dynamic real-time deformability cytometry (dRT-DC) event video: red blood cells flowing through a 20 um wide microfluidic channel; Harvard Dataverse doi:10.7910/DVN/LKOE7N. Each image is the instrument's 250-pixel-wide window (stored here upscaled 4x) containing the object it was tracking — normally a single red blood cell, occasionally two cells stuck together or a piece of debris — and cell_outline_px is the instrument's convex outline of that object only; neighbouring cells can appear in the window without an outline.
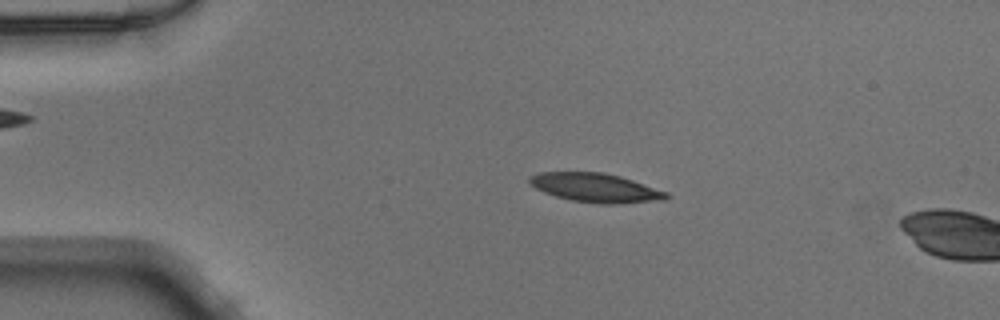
{"species": "Egyptian fruit bat (a non-hibernating species)", "species_latin": "Rousettus aegyptiacus", "temperature_condition": "warm", "stored_images_in_passage": 49, "camera_frame_rate_fps": 3000, "um_per_image_px": 0.085, "animal": {"sex": "male"}, "frame": {"image": 1, "passage_image": 10, "time_ms": 3.0, "image_size_px": [1000, 320], "cell_outline_px": [[672, 196], [668, 200], [620, 204], [600, 204], [572, 200], [556, 196], [544, 192], [528, 184], [528, 176], [540, 172], [604, 172], [620, 176], [668, 192]], "centroid_in_image_um": [50.66, 15.96], "position_along_channel_um": 34.3, "area_um2": 23.41}}
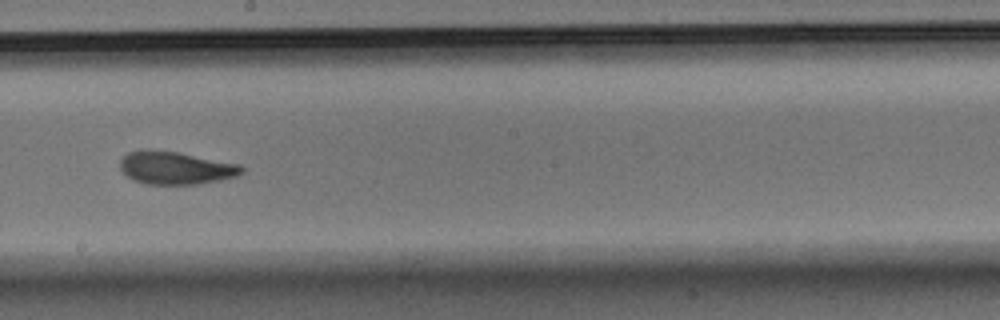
{"frame": {"image": 2, "passage_image": 28, "time_ms": 9.0, "image_size_px": [1000, 320], "cell_outline_px": [[244, 172], [236, 176], [220, 180], [196, 184], [144, 184], [132, 180], [120, 168], [120, 160], [128, 152], [180, 152], [240, 164], [244, 168]], "centroid_in_image_um": [14.99, 14.3], "position_along_channel_um": 233.2, "area_um2": 22.77}}
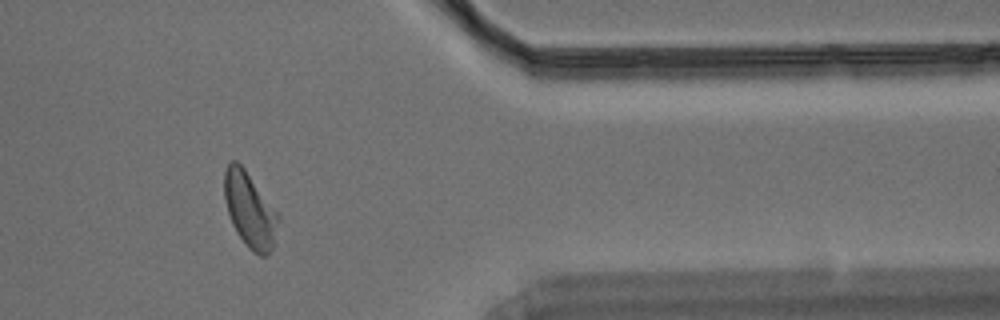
{"frame": {"image": 3, "passage_image": 41, "time_ms": 13.333, "image_size_px": [1000, 320], "cell_outline_px": [[280, 220], [272, 248], [264, 256], [260, 256], [252, 252], [248, 248], [236, 232], [232, 224], [228, 212], [224, 196], [224, 172], [228, 164], [232, 160], [236, 160], [244, 168], [280, 216]], "centroid_in_image_um": [21.23, 17.86], "position_along_channel_um": 390.2, "area_um2": 23.41}}